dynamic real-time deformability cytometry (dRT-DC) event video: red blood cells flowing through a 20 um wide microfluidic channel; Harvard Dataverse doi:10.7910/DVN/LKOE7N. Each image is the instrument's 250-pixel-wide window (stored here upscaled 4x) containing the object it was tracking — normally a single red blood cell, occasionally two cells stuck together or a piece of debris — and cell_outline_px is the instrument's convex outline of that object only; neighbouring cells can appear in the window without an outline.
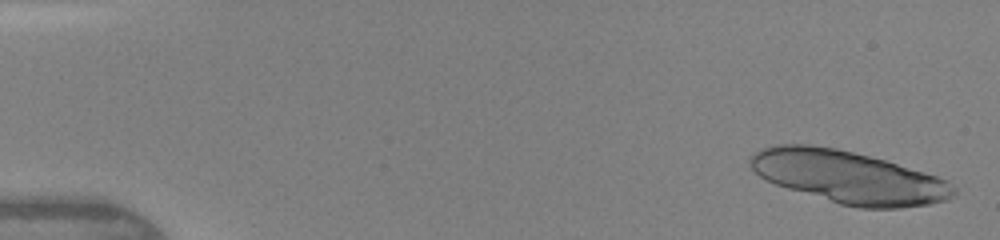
{"species": "human", "species_latin": "Homo sapiens", "temperature_condition": "warm", "stored_images_in_passage": 21, "camera_frame_rate_fps": 3000, "um_per_image_px": 0.085, "donor": {"sex": "female"}, "frame": {"image": 1, "passage_image": 2, "time_ms": 0.333, "image_size_px": [1000, 240], "cell_outline_px": [[956, 192], [948, 200], [928, 204], [900, 208], [860, 208], [840, 204], [788, 188], [776, 184], [760, 176], [752, 168], [748, 160], [748, 156], [752, 152], [776, 144], [808, 144], [836, 148], [884, 160], [924, 172], [948, 180], [956, 188]], "centroid_in_image_um": [72.12, 15.05], "position_along_channel_um": 12.9, "area_um2": 61.85}}